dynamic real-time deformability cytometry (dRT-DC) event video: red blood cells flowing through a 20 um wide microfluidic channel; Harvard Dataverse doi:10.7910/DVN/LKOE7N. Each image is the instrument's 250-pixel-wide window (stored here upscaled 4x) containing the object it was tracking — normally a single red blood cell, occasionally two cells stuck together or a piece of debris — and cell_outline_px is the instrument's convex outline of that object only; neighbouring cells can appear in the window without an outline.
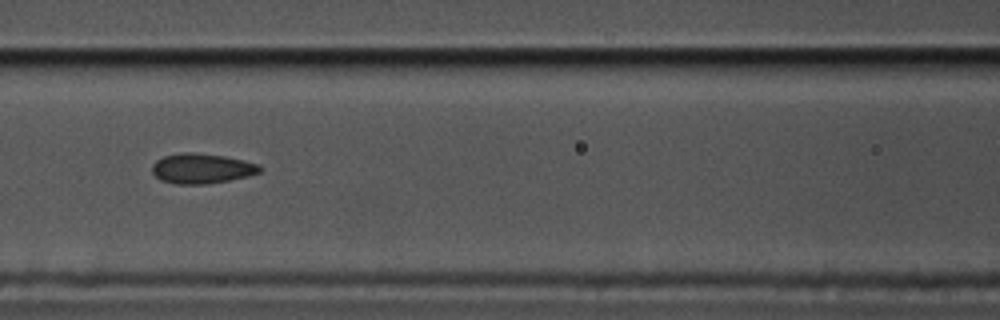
{"species": "common noctule bat (a hibernating species)", "species_latin": "Nyctalus noctula", "temperature_condition": "cold", "stored_images_in_passage": 45, "camera_frame_rate_fps": 3000, "um_per_image_px": 0.085, "animal": {"sex": "male", "body_mass_g": 17.5, "forearm_length_mm": 52.3}, "frame": {"image": 1, "passage_image": 11, "time_ms": 3.333, "image_size_px": [1000, 320], "cell_outline_px": [[260, 172], [248, 176], [228, 180], [204, 184], [176, 184], [160, 180], [152, 172], [152, 164], [156, 160], [164, 156], [180, 152], [192, 152], [224, 156], [244, 160], [260, 164]], "centroid_in_image_um": [17.12, 14.31], "position_along_channel_um": 149.5, "area_um2": 18.84}}
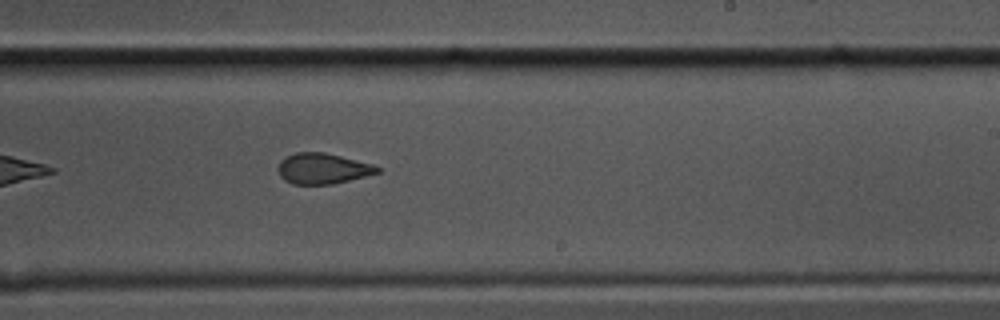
{"frame": {"image": 2, "passage_image": 21, "time_ms": 6.667, "image_size_px": [1000, 320], "cell_outline_px": [[380, 172], [332, 184], [292, 184], [284, 180], [280, 176], [280, 160], [284, 156], [296, 152], [324, 152], [372, 164], [380, 168]], "centroid_in_image_um": [27.4, 14.32], "position_along_channel_um": 261.6, "area_um2": 17.51}}
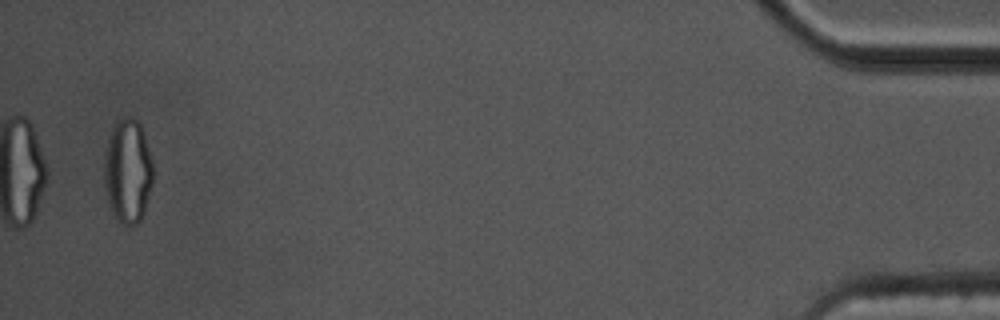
{"frame": {"image": 3, "passage_image": 43, "time_ms": 14.0, "image_size_px": [1000, 320], "cell_outline_px": [[152, 184], [144, 212], [140, 220], [136, 224], [128, 228], [116, 220], [108, 200], [104, 180], [104, 152], [108, 136], [116, 120], [120, 116], [132, 116], [140, 124], [152, 160]], "centroid_in_image_um": [10.84, 14.53], "position_along_channel_um": 424.4, "area_um2": 29.94}}